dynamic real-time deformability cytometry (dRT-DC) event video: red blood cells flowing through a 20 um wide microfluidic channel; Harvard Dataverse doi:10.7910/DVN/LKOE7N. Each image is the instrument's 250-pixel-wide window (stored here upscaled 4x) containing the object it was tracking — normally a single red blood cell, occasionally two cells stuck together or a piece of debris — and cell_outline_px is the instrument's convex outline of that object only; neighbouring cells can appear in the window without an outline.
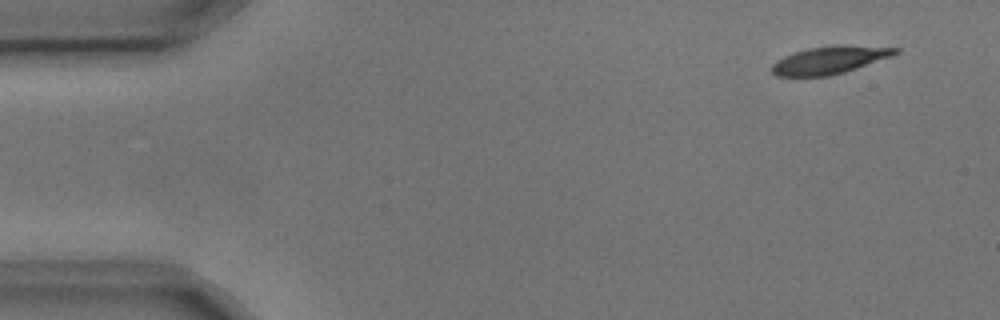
{"species": "common noctule bat (a hibernating species)", "species_latin": "Nyctalus noctula", "temperature_condition": "cold", "stored_images_in_passage": 4, "camera_frame_rate_fps": 3000, "um_per_image_px": 0.085, "animal": {"sex": "male", "body_mass_g": 17.9, "forearm_length_mm": 54.2}, "frame": {"image": 1, "passage_image": 1, "time_ms": 0.0, "image_size_px": [1000, 320], "cell_outline_px": [[900, 52], [892, 56], [844, 72], [828, 76], [776, 76], [772, 72], [772, 64], [776, 60], [784, 56], [808, 48], [844, 44], [900, 48]], "centroid_in_image_um": [70.54, 5.09], "position_along_channel_um": 14.5, "area_um2": 19.83}}
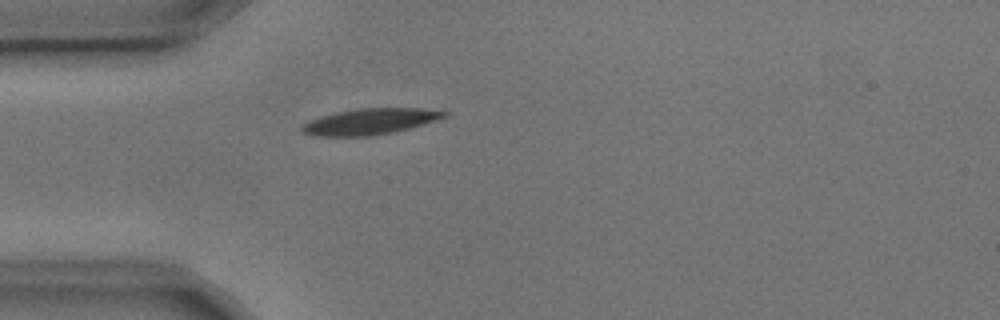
{"frame": {"image": 2, "passage_image": 4, "time_ms": 1.0, "image_size_px": [1000, 320], "cell_outline_px": [[452, 112], [448, 116], [408, 128], [392, 132], [372, 136], [312, 136], [304, 132], [300, 128], [304, 124], [312, 120], [336, 112], [356, 108], [420, 108]], "centroid_in_image_um": [31.48, 10.32], "position_along_channel_um": 53.5, "area_um2": 21.33}}